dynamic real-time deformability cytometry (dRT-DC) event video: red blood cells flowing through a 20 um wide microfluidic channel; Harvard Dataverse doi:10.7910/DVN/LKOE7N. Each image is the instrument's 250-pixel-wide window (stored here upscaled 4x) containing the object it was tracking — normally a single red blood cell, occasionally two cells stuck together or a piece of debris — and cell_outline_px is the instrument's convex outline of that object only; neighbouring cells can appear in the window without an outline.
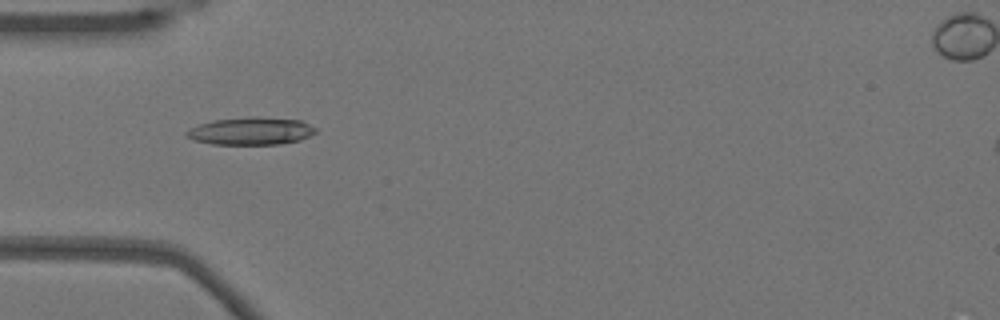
{"species": "Egyptian fruit bat (a non-hibernating species)", "species_latin": "Rousettus aegyptiacus", "temperature_condition": "warm", "stored_images_in_passage": 53, "camera_frame_rate_fps": 3000, "um_per_image_px": 0.085, "animal": {"sex": "female"}, "frame": {"image": 1, "passage_image": 17, "time_ms": 5.333, "image_size_px": [1000, 320], "cell_outline_px": [[316, 132], [300, 140], [280, 144], [212, 144], [196, 140], [184, 136], [184, 132], [200, 124], [212, 120], [252, 116], [300, 120], [316, 128]], "centroid_in_image_um": [21.32, 11.13], "position_along_channel_um": 63.7, "area_um2": 20.63}}
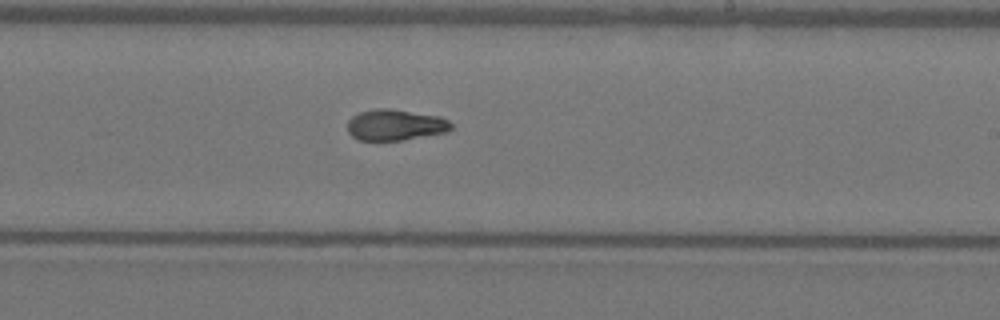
{"frame": {"image": 2, "passage_image": 32, "time_ms": 10.333, "image_size_px": [1000, 320], "cell_outline_px": [[452, 128], [448, 132], [400, 140], [360, 140], [352, 136], [348, 132], [348, 120], [352, 116], [360, 112], [376, 108], [388, 108], [440, 116], [448, 120], [452, 124]], "centroid_in_image_um": [33.61, 10.61], "position_along_channel_um": 255.4, "area_um2": 18.73}}
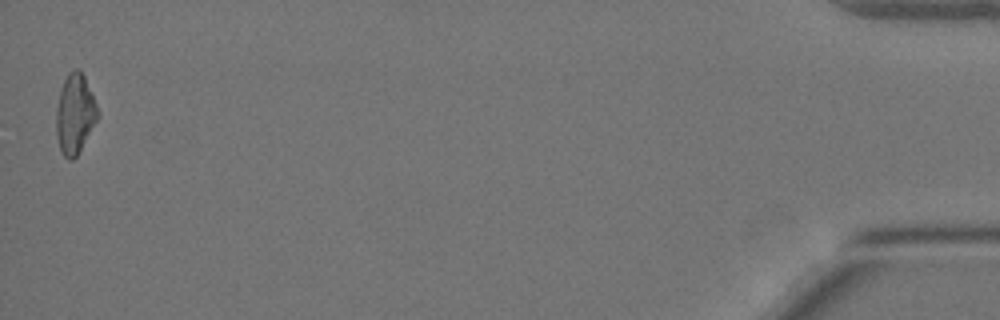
{"frame": {"image": 3, "passage_image": 53, "time_ms": 17.333, "image_size_px": [1000, 320], "cell_outline_px": [[100, 116], [76, 156], [72, 160], [68, 160], [60, 152], [56, 136], [56, 108], [60, 88], [68, 72], [76, 68], [80, 68], [92, 92], [100, 112]], "centroid_in_image_um": [6.37, 9.67], "position_along_channel_um": 428.8, "area_um2": 19.65}, "authors_computed_cell_mechanics": {"area_um2": 19.363, "velocity_mm_per_s": 3.8393, "shape_relaxation_time_tau1_ms": null, "shape_relaxation_time_tau2_ms": 2.3169, "deformation_change_tau1": null, "deformation_change_tau2": 0.0771}}